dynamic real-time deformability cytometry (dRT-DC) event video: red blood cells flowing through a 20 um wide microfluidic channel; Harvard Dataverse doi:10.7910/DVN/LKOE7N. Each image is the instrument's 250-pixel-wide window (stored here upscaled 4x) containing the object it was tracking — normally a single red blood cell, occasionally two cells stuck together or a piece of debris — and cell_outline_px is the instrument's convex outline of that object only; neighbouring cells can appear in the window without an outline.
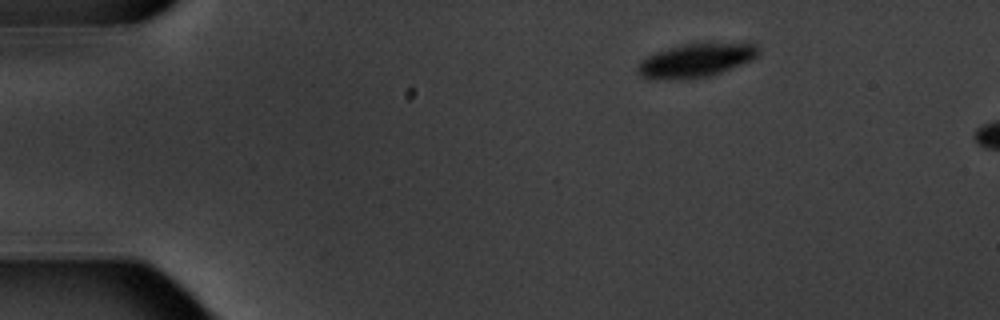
{"species": "common noctule bat (a hibernating species)", "species_latin": "Nyctalus noctula", "temperature_condition": "warm", "stored_images_in_passage": 3, "camera_frame_rate_fps": 3000, "um_per_image_px": 0.085, "animal": {"sex": "male", "body_mass_g": 20.1, "forearm_length_mm": 53.5}, "frame": {"image": 1, "passage_image": 1, "time_ms": 0.0, "image_size_px": [1000, 320], "cell_outline_px": [[760, 52], [752, 60], [720, 72], [708, 76], [680, 80], [656, 80], [640, 76], [636, 72], [636, 64], [640, 60], [656, 52], [668, 48], [684, 44], [712, 40], [756, 40]], "centroid_in_image_um": [59.24, 5.06], "position_along_channel_um": 25.8, "area_um2": 25.26}}